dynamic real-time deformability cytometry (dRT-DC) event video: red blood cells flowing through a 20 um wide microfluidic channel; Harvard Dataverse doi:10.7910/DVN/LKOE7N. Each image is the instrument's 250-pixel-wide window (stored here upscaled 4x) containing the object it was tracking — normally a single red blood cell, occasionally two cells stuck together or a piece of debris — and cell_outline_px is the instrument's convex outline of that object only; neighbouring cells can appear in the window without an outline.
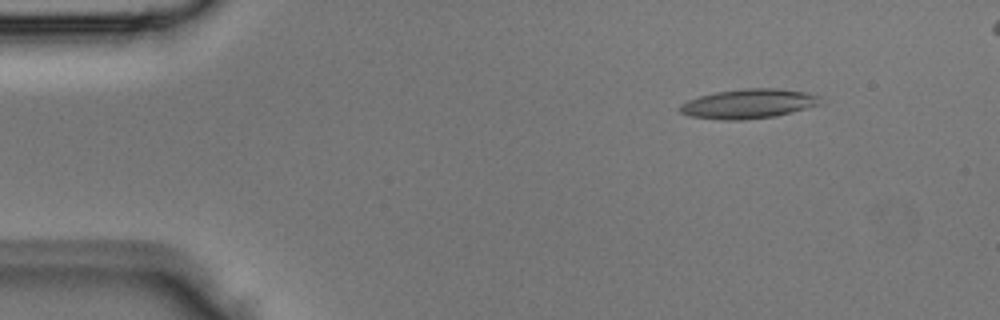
{"species": "Egyptian fruit bat (a non-hibernating species)", "species_latin": "Rousettus aegyptiacus", "temperature_condition": "room temperature", "stored_images_in_passage": 3, "camera_frame_rate_fps": 3000, "um_per_image_px": 0.085, "animal": {"sex": "male"}, "frame": {"image": 1, "passage_image": 1, "time_ms": 0.0, "image_size_px": [1000, 320], "cell_outline_px": [[820, 104], [792, 112], [776, 116], [744, 120], [724, 120], [688, 116], [680, 112], [680, 104], [688, 100], [700, 96], [716, 92], [744, 88], [776, 88], [804, 92], [820, 96]], "centroid_in_image_um": [63.6, 8.82], "position_along_channel_um": 21.4, "area_um2": 24.04}}
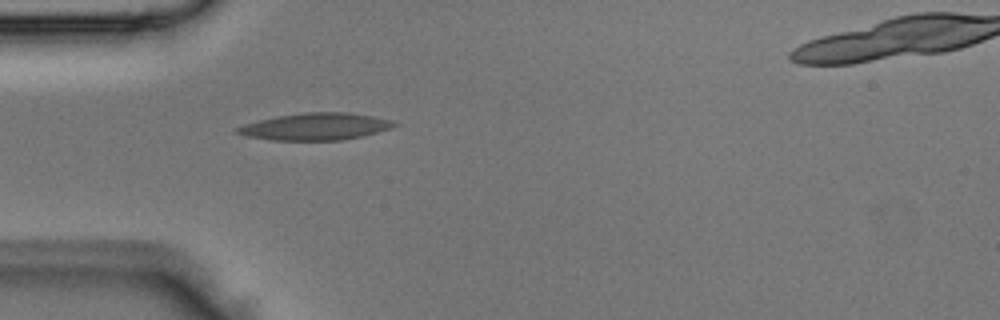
{"frame": {"image": 2, "passage_image": 3, "time_ms": 0.667, "image_size_px": [1000, 320], "cell_outline_px": [[396, 124], [392, 128], [360, 136], [340, 140], [272, 140], [248, 136], [232, 132], [236, 128], [260, 120], [276, 116], [304, 112], [348, 112], [372, 116], [392, 120]], "centroid_in_image_um": [26.81, 10.75], "position_along_channel_um": 58.2, "area_um2": 24.39}}